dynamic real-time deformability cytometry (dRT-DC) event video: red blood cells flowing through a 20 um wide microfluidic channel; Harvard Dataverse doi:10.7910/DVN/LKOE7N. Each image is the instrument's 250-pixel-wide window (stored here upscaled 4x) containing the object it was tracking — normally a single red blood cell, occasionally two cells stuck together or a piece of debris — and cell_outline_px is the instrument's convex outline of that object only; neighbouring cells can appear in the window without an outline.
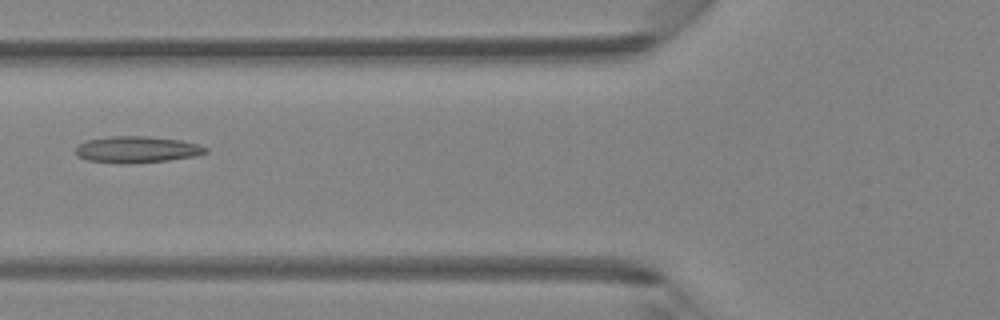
{"species": "Egyptian fruit bat (a non-hibernating species)", "species_latin": "Rousettus aegyptiacus", "temperature_condition": "room temperature", "stored_images_in_passage": 5, "camera_frame_rate_fps": 3000, "um_per_image_px": 0.085, "animal": {"sex": "female"}, "frame": {"image": 1, "passage_image": 5, "time_ms": 1.333, "image_size_px": [1000, 320], "cell_outline_px": [[208, 152], [196, 156], [168, 160], [88, 160], [76, 156], [76, 148], [80, 144], [88, 140], [108, 136], [148, 136], [180, 140], [196, 144], [208, 148]], "centroid_in_image_um": [11.69, 12.65], "position_along_channel_um": 114.1, "area_um2": 18.84}}